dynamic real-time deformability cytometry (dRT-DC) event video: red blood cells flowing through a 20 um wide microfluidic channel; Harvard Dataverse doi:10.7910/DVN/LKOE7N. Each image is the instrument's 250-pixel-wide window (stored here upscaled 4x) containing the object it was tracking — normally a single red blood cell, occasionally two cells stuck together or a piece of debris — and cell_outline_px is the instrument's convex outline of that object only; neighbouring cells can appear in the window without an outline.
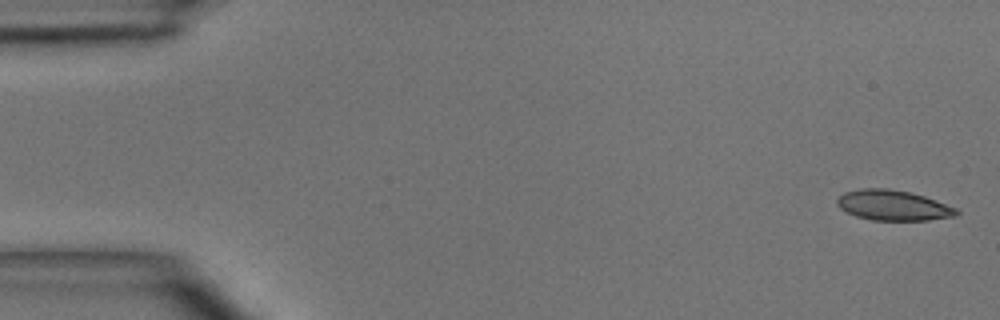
{"species": "common noctule bat (a hibernating species)", "species_latin": "Nyctalus noctula", "temperature_condition": "room temperature", "stored_images_in_passage": 6, "camera_frame_rate_fps": 3000, "um_per_image_px": 0.085, "animal": {"sex": "male", "body_mass_g": 15.6}, "frame": {"image": 1, "passage_image": 1, "time_ms": 0.0, "image_size_px": [1000, 320], "cell_outline_px": [[960, 212], [956, 216], [928, 220], [872, 220], [856, 216], [840, 208], [836, 204], [836, 200], [844, 192], [860, 188], [888, 188], [908, 192], [924, 196], [956, 208]], "centroid_in_image_um": [75.9, 17.45], "position_along_channel_um": 9.1, "area_um2": 20.98}}
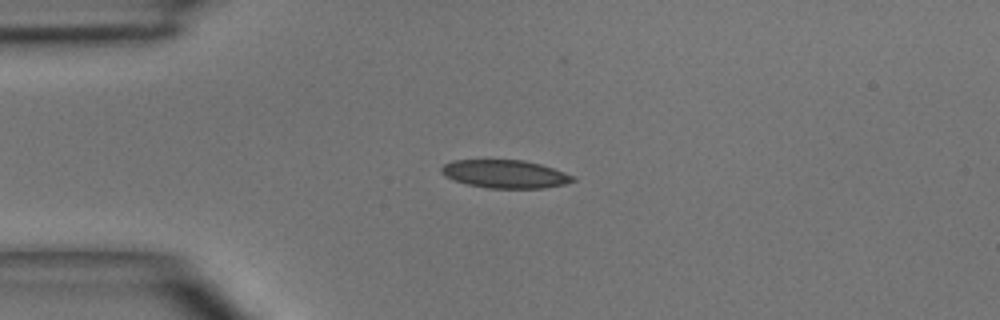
{"frame": {"image": 2, "passage_image": 3, "time_ms": 3.333, "image_size_px": [1000, 320], "cell_outline_px": [[576, 180], [564, 184], [544, 188], [488, 188], [468, 184], [452, 180], [444, 176], [440, 172], [440, 168], [444, 164], [452, 160], [524, 160], [540, 164], [576, 176]], "centroid_in_image_um": [42.91, 14.79], "position_along_channel_um": 42.1, "area_um2": 21.62}}